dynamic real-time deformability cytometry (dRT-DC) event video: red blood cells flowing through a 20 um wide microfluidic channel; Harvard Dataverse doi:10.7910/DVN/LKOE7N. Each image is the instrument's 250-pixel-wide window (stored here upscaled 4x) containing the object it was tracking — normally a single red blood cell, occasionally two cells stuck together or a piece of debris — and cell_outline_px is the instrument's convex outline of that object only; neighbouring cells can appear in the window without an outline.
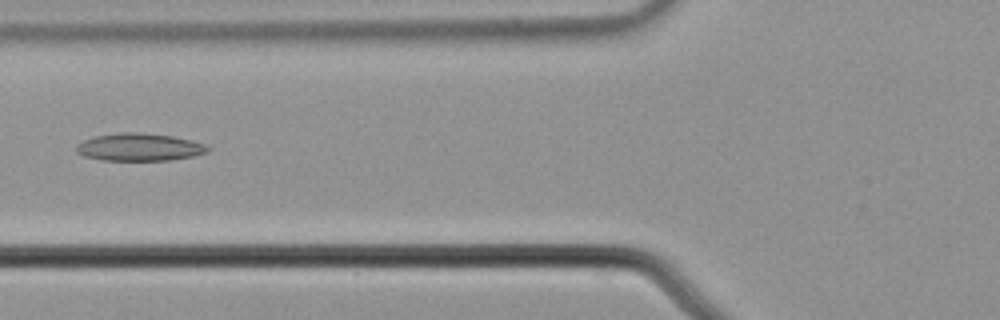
{"species": "common noctule bat (a hibernating species)", "species_latin": "Nyctalus noctula", "temperature_condition": "cold", "stored_images_in_passage": 5, "camera_frame_rate_fps": 3000, "um_per_image_px": 0.085, "animal": {"sex": "male", "body_mass_g": 21.5, "forearm_length_mm": 52.0}, "frame": {"image": 1, "passage_image": 5, "time_ms": 1.333, "image_size_px": [1000, 320], "cell_outline_px": [[212, 148], [208, 152], [196, 156], [172, 160], [100, 160], [84, 156], [76, 152], [76, 144], [84, 140], [96, 136], [120, 132], [140, 132], [172, 136], [192, 140], [204, 144]], "centroid_in_image_um": [11.88, 12.51], "position_along_channel_um": 113.9, "area_um2": 21.33}}